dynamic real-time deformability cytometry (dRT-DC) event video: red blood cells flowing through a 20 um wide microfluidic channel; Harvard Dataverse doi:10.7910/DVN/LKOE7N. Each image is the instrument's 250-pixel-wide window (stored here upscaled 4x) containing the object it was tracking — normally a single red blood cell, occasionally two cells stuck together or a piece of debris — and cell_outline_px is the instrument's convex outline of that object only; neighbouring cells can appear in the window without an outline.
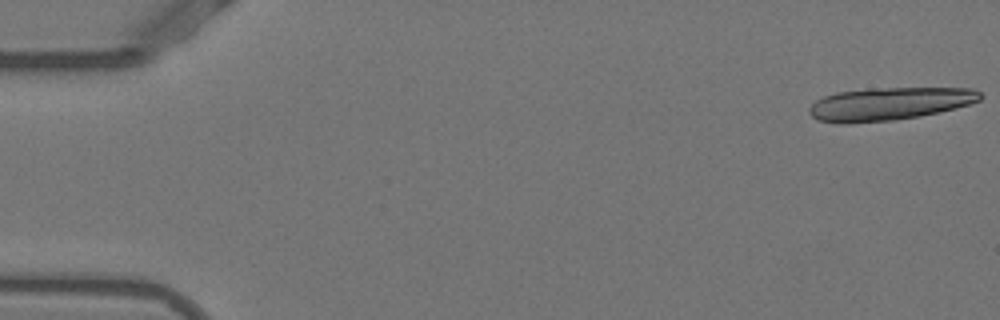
{"species": "Egyptian fruit bat (a non-hibernating species)", "species_latin": "Rousettus aegyptiacus", "temperature_condition": "warm", "stored_images_in_passage": 12, "camera_frame_rate_fps": 3000, "um_per_image_px": 0.085, "animal": {"sex": "female"}, "frame": {"image": 1, "passage_image": 1, "time_ms": 0.0, "image_size_px": [1000, 320], "cell_outline_px": [[984, 96], [980, 100], [968, 104], [920, 116], [892, 120], [848, 124], [836, 124], [816, 120], [808, 112], [808, 108], [816, 100], [824, 96], [836, 92], [872, 88], [972, 88], [980, 92]], "centroid_in_image_um": [75.52, 8.83], "position_along_channel_um": 9.5, "area_um2": 32.83}}